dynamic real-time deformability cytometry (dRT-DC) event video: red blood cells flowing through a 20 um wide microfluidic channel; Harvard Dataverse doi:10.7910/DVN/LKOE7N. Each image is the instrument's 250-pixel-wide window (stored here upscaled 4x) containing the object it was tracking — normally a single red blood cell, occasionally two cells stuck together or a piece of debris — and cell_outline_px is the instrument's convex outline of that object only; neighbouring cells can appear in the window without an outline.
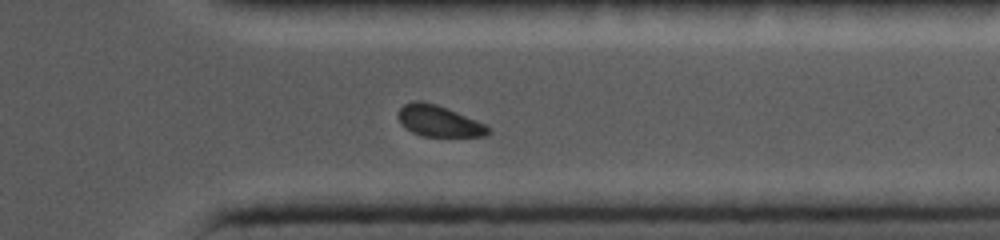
{"species": "common noctule bat (a hibernating species)", "species_latin": "Nyctalus noctula", "temperature_condition": "cold", "stored_images_in_passage": 14, "camera_frame_rate_fps": 5000, "um_per_image_px": 0.085, "animal": {"sex": "female", "body_mass_g": 19.0, "forearm_length_mm": 56.7}, "frame": {"image": 1, "passage_image": 14, "time_ms": 12.6, "image_size_px": [1000, 240], "cell_outline_px": [[492, 132], [488, 136], [424, 136], [412, 132], [404, 128], [400, 124], [396, 116], [396, 112], [404, 104], [412, 100], [420, 100], [436, 104], [476, 120], [492, 128]], "centroid_in_image_um": [37.26, 10.28], "position_along_channel_um": 374.1, "area_um2": 16.59}}